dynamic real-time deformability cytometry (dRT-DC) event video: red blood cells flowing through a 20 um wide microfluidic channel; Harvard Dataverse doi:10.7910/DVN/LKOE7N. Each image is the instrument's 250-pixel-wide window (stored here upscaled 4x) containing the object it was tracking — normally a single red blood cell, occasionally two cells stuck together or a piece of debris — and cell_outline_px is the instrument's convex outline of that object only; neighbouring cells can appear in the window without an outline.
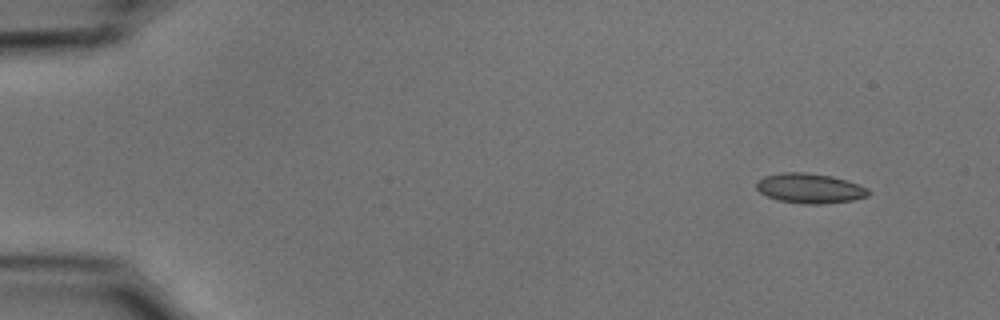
{"species": "common noctule bat (a hibernating species)", "species_latin": "Nyctalus noctula", "temperature_condition": "cold", "stored_images_in_passage": 7, "camera_frame_rate_fps": 3000, "um_per_image_px": 0.085, "animal": {"sex": "male", "body_mass_g": 15.6}, "frame": {"image": 1, "passage_image": 1, "time_ms": 0.0, "image_size_px": [1000, 320], "cell_outline_px": [[868, 196], [852, 200], [824, 204], [804, 204], [780, 200], [768, 196], [760, 192], [756, 188], [756, 180], [764, 176], [784, 172], [804, 172], [832, 176], [868, 188]], "centroid_in_image_um": [68.8, 16.0], "position_along_channel_um": 16.2, "area_um2": 19.31}}